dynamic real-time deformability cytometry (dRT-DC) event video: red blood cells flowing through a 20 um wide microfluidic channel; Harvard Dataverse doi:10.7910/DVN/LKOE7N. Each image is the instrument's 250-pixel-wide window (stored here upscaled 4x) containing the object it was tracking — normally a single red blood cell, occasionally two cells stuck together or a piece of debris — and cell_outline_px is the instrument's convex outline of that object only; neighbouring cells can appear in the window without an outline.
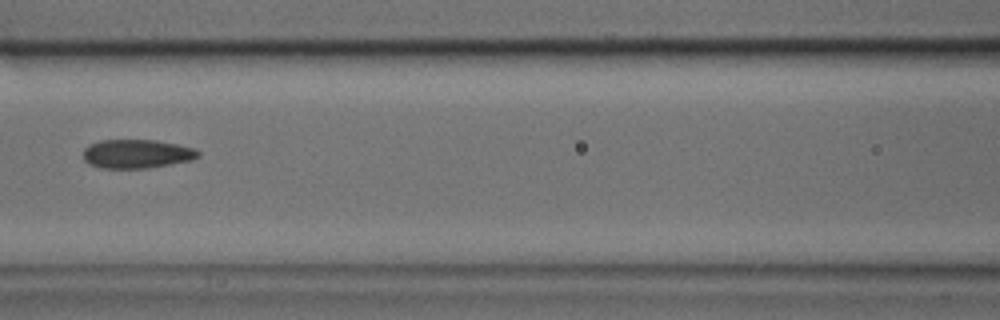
{"species": "common noctule bat (a hibernating species)", "species_latin": "Nyctalus noctula", "temperature_condition": "cold", "stored_images_in_passage": 5, "camera_frame_rate_fps": 3000, "um_per_image_px": 0.085, "animal": {"sex": "male", "body_mass_g": 17.9, "forearm_length_mm": 54.2}, "frame": {"image": 1, "passage_image": 5, "time_ms": 1.333, "image_size_px": [1000, 320], "cell_outline_px": [[200, 156], [192, 160], [148, 168], [100, 168], [88, 164], [84, 160], [84, 148], [88, 144], [100, 140], [156, 140], [196, 148], [200, 152]], "centroid_in_image_um": [11.62, 13.07], "position_along_channel_um": 155.0, "area_um2": 19.48}}